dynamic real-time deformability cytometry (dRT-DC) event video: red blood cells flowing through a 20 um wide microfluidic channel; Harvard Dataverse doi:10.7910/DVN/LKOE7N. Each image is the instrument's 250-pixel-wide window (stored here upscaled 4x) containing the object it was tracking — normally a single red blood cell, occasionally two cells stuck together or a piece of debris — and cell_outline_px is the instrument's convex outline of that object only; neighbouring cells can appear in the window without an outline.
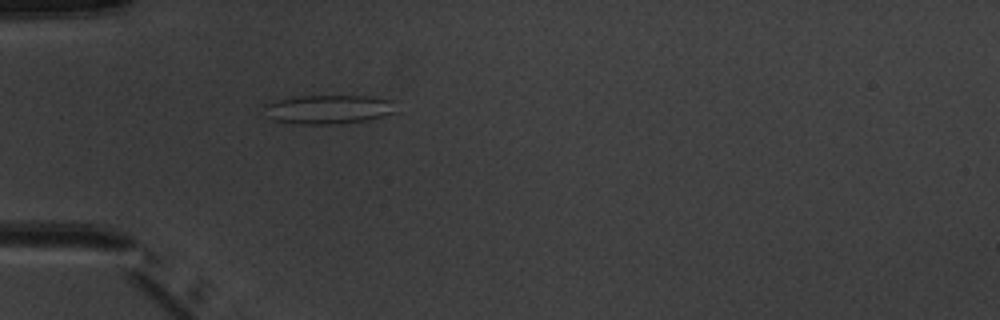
{"species": "common noctule bat (a hibernating species)", "species_latin": "Nyctalus noctula", "temperature_condition": "warm", "stored_images_in_passage": 1, "camera_frame_rate_fps": 3000, "um_per_image_px": 0.085, "animal": {"sex": "male", "body_mass_g": 20.1, "forearm_length_mm": 53.5}, "frame": {"image": 1, "passage_image": 1, "time_ms": 0.0, "image_size_px": [1000, 320], "cell_outline_px": [[396, 112], [384, 116], [368, 120], [340, 124], [300, 124], [276, 120], [268, 116], [264, 104], [292, 96], [372, 96], [392, 100]], "centroid_in_image_um": [27.96, 9.29], "position_along_channel_um": 57.0, "area_um2": 22.25}}